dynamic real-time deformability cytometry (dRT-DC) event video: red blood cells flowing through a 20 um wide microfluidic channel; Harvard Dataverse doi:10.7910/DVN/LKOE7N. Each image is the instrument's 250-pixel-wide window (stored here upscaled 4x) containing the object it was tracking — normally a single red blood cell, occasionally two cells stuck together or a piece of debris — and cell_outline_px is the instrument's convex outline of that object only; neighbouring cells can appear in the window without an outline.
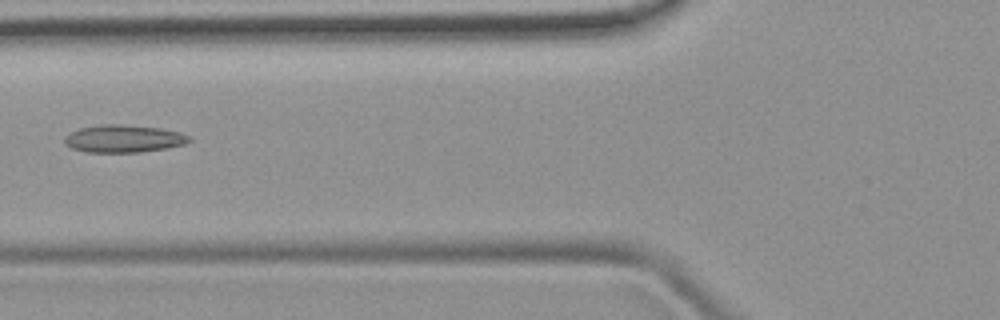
{"species": "common noctule bat (a hibernating species)", "species_latin": "Nyctalus noctula", "temperature_condition": "room temperature", "stored_images_in_passage": 5, "camera_frame_rate_fps": 3000, "um_per_image_px": 0.085, "animal": {"sex": "female", "body_mass_g": 19.9}, "frame": {"image": 1, "passage_image": 5, "time_ms": 5.333, "image_size_px": [1000, 320], "cell_outline_px": [[192, 140], [184, 144], [168, 148], [140, 152], [88, 152], [72, 148], [64, 144], [64, 136], [68, 132], [80, 128], [100, 124], [124, 124], [160, 128], [180, 132], [192, 136]], "centroid_in_image_um": [10.51, 11.78], "position_along_channel_um": 115.3, "area_um2": 20.29}}